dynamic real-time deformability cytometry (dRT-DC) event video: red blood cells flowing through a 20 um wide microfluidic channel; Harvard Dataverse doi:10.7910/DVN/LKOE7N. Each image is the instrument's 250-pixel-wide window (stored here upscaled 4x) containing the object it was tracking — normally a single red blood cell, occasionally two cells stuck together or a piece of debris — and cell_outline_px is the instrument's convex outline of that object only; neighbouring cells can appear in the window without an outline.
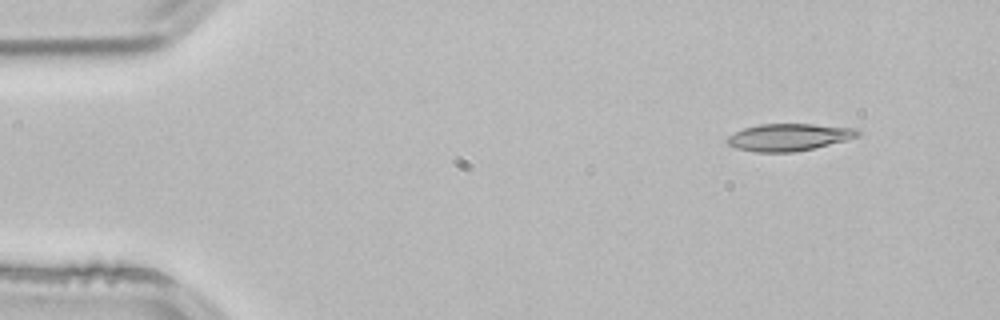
{"species": "common noctule bat (a hibernating species)", "species_latin": "Nyctalus noctula", "temperature_condition": "room temperature", "stored_images_in_passage": 3, "camera_frame_rate_fps": 3000, "um_per_image_px": 0.085, "animal": {"sex": "male", "body_mass_g": 21.5, "forearm_length_mm": 52.0}, "frame": {"image": 1, "passage_image": 1, "time_ms": 0.0, "image_size_px": [1000, 320], "cell_outline_px": [[860, 136], [796, 152], [756, 152], [736, 148], [728, 144], [724, 140], [728, 136], [744, 128], [760, 124], [812, 124], [856, 128], [860, 132]], "centroid_in_image_um": [67.02, 11.66], "position_along_channel_um": 18.0, "area_um2": 20.52}}
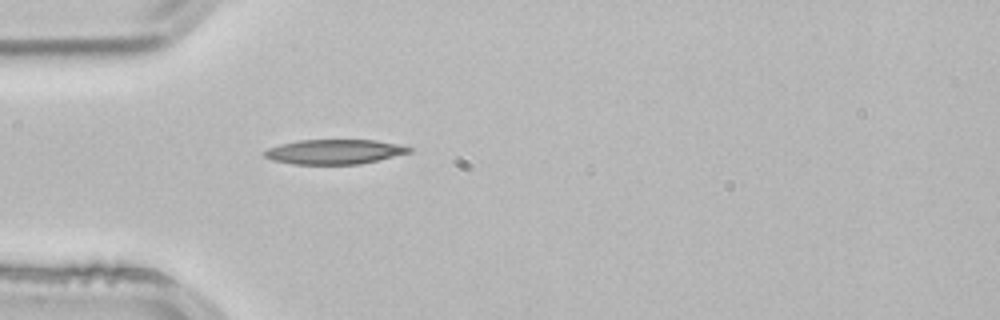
{"frame": {"image": 2, "passage_image": 3, "time_ms": 0.667, "image_size_px": [1000, 320], "cell_outline_px": [[412, 152], [360, 164], [296, 164], [272, 160], [264, 156], [264, 152], [268, 148], [280, 144], [300, 140], [372, 140], [396, 144], [412, 148]], "centroid_in_image_um": [28.41, 12.9], "position_along_channel_um": 56.6, "area_um2": 20.58}}